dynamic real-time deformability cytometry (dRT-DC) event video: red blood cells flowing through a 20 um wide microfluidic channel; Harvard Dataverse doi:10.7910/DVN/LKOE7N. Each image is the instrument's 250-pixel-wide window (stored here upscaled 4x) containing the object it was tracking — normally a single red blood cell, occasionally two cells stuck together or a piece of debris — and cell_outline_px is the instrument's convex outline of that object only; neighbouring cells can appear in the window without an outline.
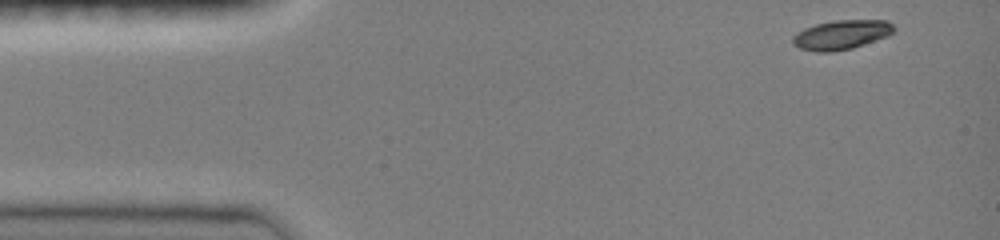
{"species": "common noctule bat (a hibernating species)", "species_latin": "Nyctalus noctula", "temperature_condition": "room temperature", "stored_images_in_passage": 41, "camera_frame_rate_fps": 3000, "um_per_image_px": 0.085, "animal": {"sex": "female", "body_mass_g": 19.0, "forearm_length_mm": 51.5}, "frame": {"image": 1, "passage_image": 1, "time_ms": 0.0, "image_size_px": [1000, 240], "cell_outline_px": [[896, 28], [888, 36], [852, 48], [832, 52], [816, 52], [800, 48], [792, 44], [792, 36], [804, 28], [816, 24], [836, 20], [888, 20]], "centroid_in_image_um": [71.51, 2.95], "position_along_channel_um": 13.5, "area_um2": 17.34}}
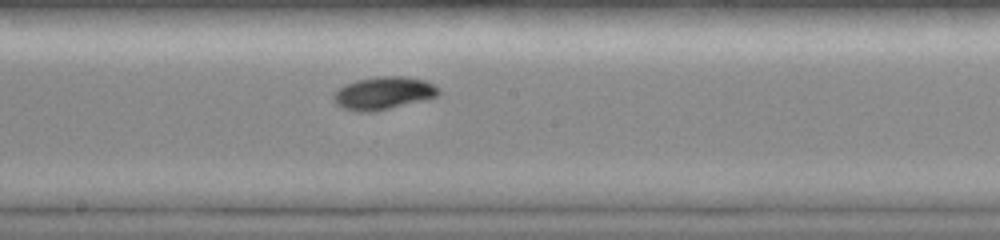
{"frame": {"image": 2, "passage_image": 23, "time_ms": 7.333, "image_size_px": [1000, 240], "cell_outline_px": [[444, 92], [436, 96], [376, 112], [356, 112], [344, 108], [336, 104], [332, 100], [332, 96], [344, 84], [356, 80], [376, 76], [404, 76], [424, 80], [440, 88]], "centroid_in_image_um": [32.58, 7.92], "position_along_channel_um": 215.6, "area_um2": 20.17}}
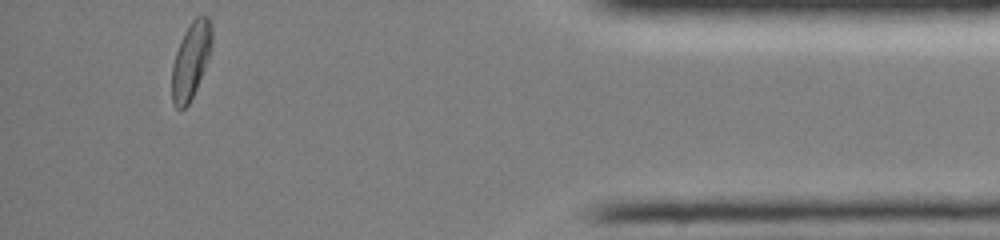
{"frame": {"image": 3, "passage_image": 41, "time_ms": 13.333, "image_size_px": [1000, 240], "cell_outline_px": [[212, 48], [208, 60], [196, 88], [188, 104], [180, 112], [176, 108], [172, 100], [172, 64], [180, 40], [188, 24], [196, 16], [208, 16], [212, 28]], "centroid_in_image_um": [16.22, 5.11], "position_along_channel_um": 419.0, "area_um2": 17.92}, "authors_computed_cell_mechanics": {"area_um2": 18.5538, "velocity_mm_per_s": 4.0525, "shape_relaxation_time_tau1_ms": 3.05, "shape_relaxation_time_tau2_ms": 6.4777, "deformation_change_tau1": 0.1636, "deformation_change_tau2": 0.0637}}